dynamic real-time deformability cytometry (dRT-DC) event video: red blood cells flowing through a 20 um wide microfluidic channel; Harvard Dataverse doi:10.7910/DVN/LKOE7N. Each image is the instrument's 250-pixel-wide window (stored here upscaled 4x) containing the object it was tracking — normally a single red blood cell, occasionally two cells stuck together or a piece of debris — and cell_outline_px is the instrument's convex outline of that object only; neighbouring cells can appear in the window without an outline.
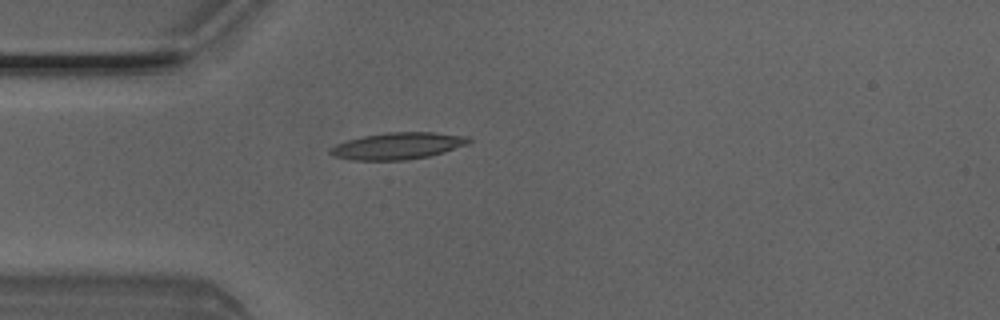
{"species": "Egyptian fruit bat (a non-hibernating species)", "species_latin": "Rousettus aegyptiacus", "temperature_condition": "room temperature", "stored_images_in_passage": 4, "camera_frame_rate_fps": 3000, "um_per_image_px": 0.085, "animal": {"sex": "male"}, "frame": {"image": 1, "passage_image": 4, "time_ms": 1.0, "image_size_px": [1000, 320], "cell_outline_px": [[472, 140], [468, 144], [444, 152], [428, 156], [408, 160], [352, 160], [336, 156], [328, 152], [328, 148], [336, 144], [348, 140], [364, 136], [388, 132], [436, 132], [468, 136]], "centroid_in_image_um": [33.83, 12.4], "position_along_channel_um": 51.2, "area_um2": 21.62}}